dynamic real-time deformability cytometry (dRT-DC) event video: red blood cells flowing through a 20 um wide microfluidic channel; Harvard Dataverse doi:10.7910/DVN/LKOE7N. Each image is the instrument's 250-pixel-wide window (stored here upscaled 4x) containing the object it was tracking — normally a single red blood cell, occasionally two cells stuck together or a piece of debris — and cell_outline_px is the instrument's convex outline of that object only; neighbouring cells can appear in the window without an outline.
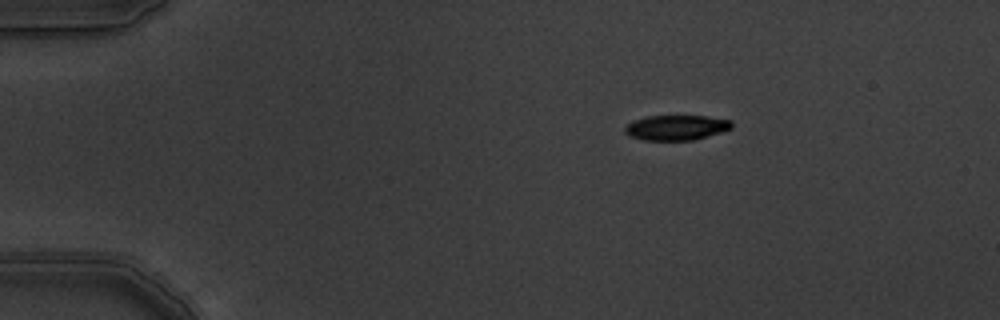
{"species": "common noctule bat (a hibernating species)", "species_latin": "Nyctalus noctula", "temperature_condition": "warm", "stored_images_in_passage": 4, "segment_of_instrument_passage": [1, 2], "camera_frame_rate_fps": 3000, "um_per_image_px": 0.085, "animal": {"sex": "male", "body_mass_g": 19.5, "forearm_length_mm": 54.6}, "frame": {"image": 1, "passage_image": 1, "time_ms": 0.0, "image_size_px": [1000, 320], "cell_outline_px": [[732, 128], [720, 132], [692, 140], [644, 140], [628, 136], [624, 132], [624, 128], [628, 124], [636, 120], [648, 116], [708, 116], [732, 120]], "centroid_in_image_um": [57.48, 10.84], "position_along_channel_um": 27.5, "area_um2": 15.49}}